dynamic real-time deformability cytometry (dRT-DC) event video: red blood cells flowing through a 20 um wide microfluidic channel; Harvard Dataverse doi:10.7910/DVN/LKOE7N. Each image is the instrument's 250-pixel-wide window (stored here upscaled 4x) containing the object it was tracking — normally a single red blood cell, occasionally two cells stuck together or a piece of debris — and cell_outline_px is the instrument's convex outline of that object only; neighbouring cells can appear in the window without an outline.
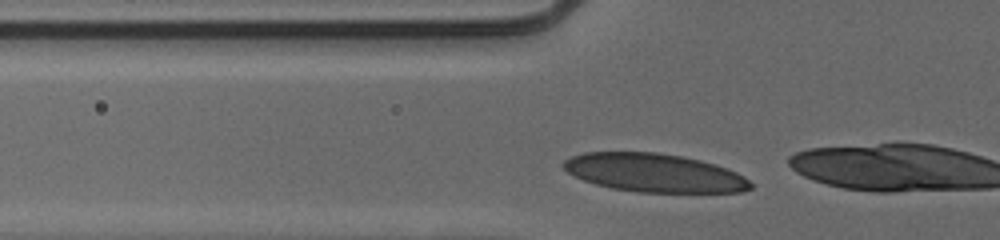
{"species": "human", "species_latin": "Homo sapiens", "temperature_condition": "cold", "stored_images_in_passage": 34, "camera_frame_rate_fps": 3000, "um_per_image_px": 0.085, "donor": {"sex": "male"}, "frame": {"image": 1, "passage_image": 8, "time_ms": 2.333, "image_size_px": [1000, 240], "cell_outline_px": [[752, 188], [740, 192], [636, 192], [612, 188], [596, 184], [584, 180], [568, 172], [560, 164], [564, 160], [572, 156], [584, 152], [656, 152], [680, 156], [700, 160], [716, 164], [736, 172], [744, 176], [752, 184]], "centroid_in_image_um": [55.6, 14.69], "position_along_channel_um": 70.2, "area_um2": 41.79}}
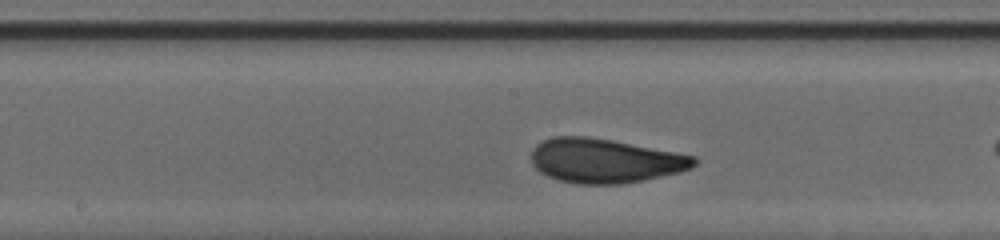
{"frame": {"image": 2, "passage_image": 18, "time_ms": 5.667, "image_size_px": [1000, 240], "cell_outline_px": [[700, 160], [692, 168], [680, 172], [644, 180], [620, 184], [576, 184], [560, 180], [548, 176], [540, 172], [532, 164], [532, 148], [536, 144], [552, 136], [588, 136], [612, 140], [676, 152], [696, 156]], "centroid_in_image_um": [51.44, 13.66], "position_along_channel_um": 196.8, "area_um2": 42.25}}
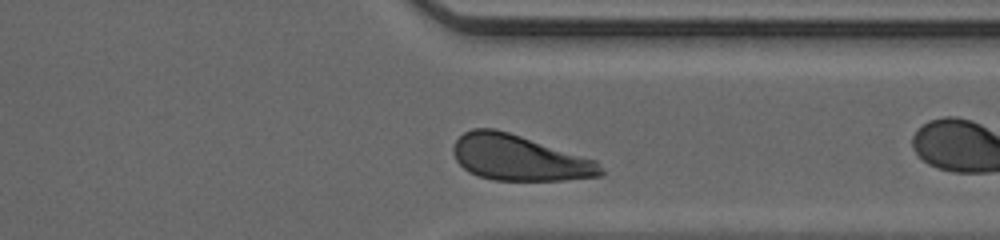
{"frame": {"image": 3, "passage_image": 31, "time_ms": 10.0, "image_size_px": [1000, 240], "cell_outline_px": [[604, 172], [600, 176], [564, 180], [496, 180], [480, 176], [468, 172], [456, 160], [452, 152], [452, 148], [456, 140], [464, 132], [472, 128], [496, 128], [596, 160], [604, 168]], "centroid_in_image_um": [44.12, 13.41], "position_along_channel_um": 367.3, "area_um2": 39.07}}